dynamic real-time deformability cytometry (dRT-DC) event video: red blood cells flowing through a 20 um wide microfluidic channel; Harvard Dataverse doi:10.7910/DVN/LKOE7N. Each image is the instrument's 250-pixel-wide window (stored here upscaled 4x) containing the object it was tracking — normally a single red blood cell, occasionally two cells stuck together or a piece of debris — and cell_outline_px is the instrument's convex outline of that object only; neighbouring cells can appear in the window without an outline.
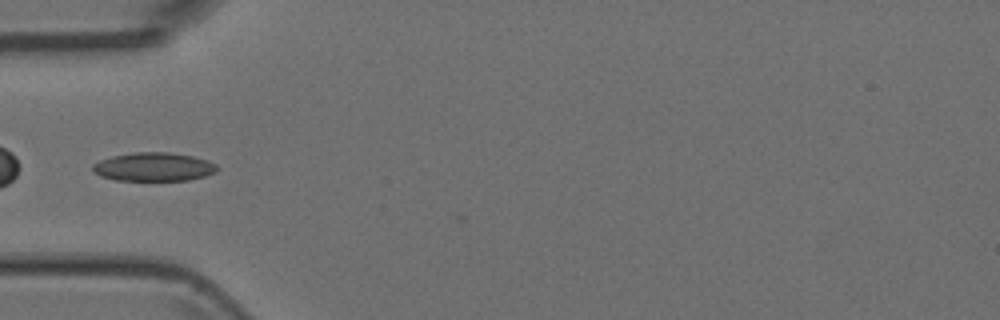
{"species": "Egyptian fruit bat (a non-hibernating species)", "species_latin": "Rousettus aegyptiacus", "temperature_condition": "room temperature", "stored_images_in_passage": 6, "camera_frame_rate_fps": 3000, "um_per_image_px": 0.085, "animal": {"sex": "female"}, "frame": {"image": 1, "passage_image": 4, "time_ms": 1.0, "image_size_px": [1000, 320], "cell_outline_px": [[220, 168], [216, 172], [204, 176], [188, 180], [116, 180], [100, 176], [92, 172], [92, 164], [100, 160], [112, 156], [132, 152], [168, 152], [192, 156], [208, 160], [216, 164]], "centroid_in_image_um": [13.06, 14.18], "position_along_channel_um": 71.9, "area_um2": 20.87}}
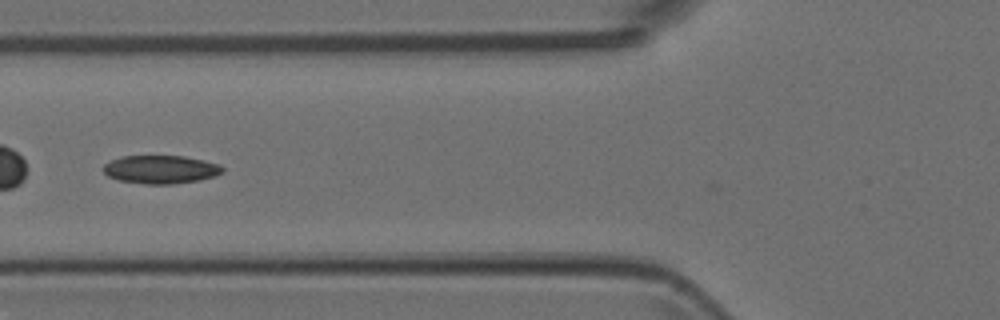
{"frame": {"image": 2, "passage_image": 5, "time_ms": 1.333, "image_size_px": [1000, 320], "cell_outline_px": [[224, 172], [216, 176], [200, 180], [172, 184], [144, 184], [120, 180], [108, 176], [104, 172], [104, 164], [112, 160], [124, 156], [184, 156], [204, 160], [220, 164], [224, 168]], "centroid_in_image_um": [13.72, 14.4], "position_along_channel_um": 112.1, "area_um2": 19.65}}
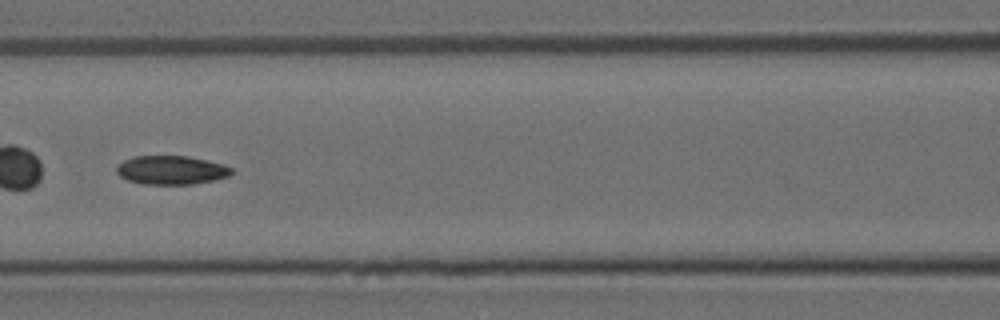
{"frame": {"image": 3, "passage_image": 6, "time_ms": 1.667, "image_size_px": [1000, 320], "cell_outline_px": [[232, 172], [228, 176], [216, 180], [192, 184], [140, 184], [128, 180], [120, 176], [116, 172], [116, 168], [124, 160], [132, 156], [188, 156], [224, 164], [232, 168]], "centroid_in_image_um": [14.56, 14.46], "position_along_channel_um": 152.0, "area_um2": 19.31}}